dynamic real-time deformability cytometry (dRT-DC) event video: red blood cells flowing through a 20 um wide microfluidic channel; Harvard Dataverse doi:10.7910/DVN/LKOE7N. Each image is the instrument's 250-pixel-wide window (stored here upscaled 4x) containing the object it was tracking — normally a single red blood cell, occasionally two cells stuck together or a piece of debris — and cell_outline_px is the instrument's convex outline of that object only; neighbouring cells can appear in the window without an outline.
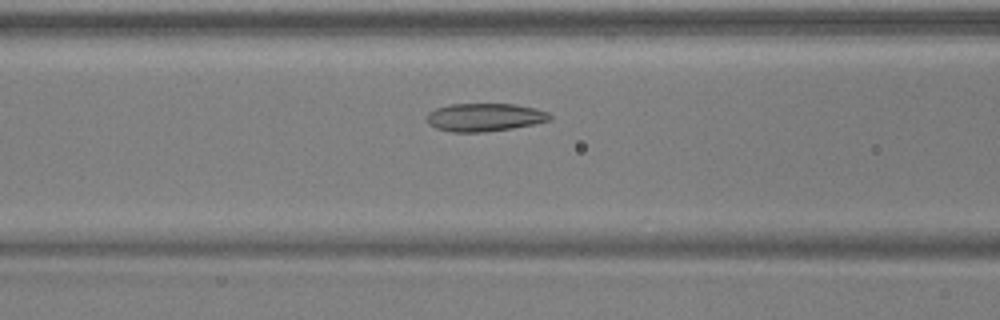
{"species": "common noctule bat (a hibernating species)", "species_latin": "Nyctalus noctula", "temperature_condition": "warm", "stored_images_in_passage": 36, "camera_frame_rate_fps": 3000, "um_per_image_px": 0.085, "animal": {"sex": "male", "body_mass_g": 17.9, "forearm_length_mm": 54.2}, "frame": {"image": 1, "passage_image": 6, "time_ms": 1.667, "image_size_px": [1000, 320], "cell_outline_px": [[552, 120], [512, 128], [484, 132], [452, 132], [436, 128], [428, 124], [428, 112], [436, 108], [452, 104], [516, 104], [536, 108], [548, 112], [552, 116]], "centroid_in_image_um": [41.21, 9.96], "position_along_channel_um": 125.4, "area_um2": 20.11}}
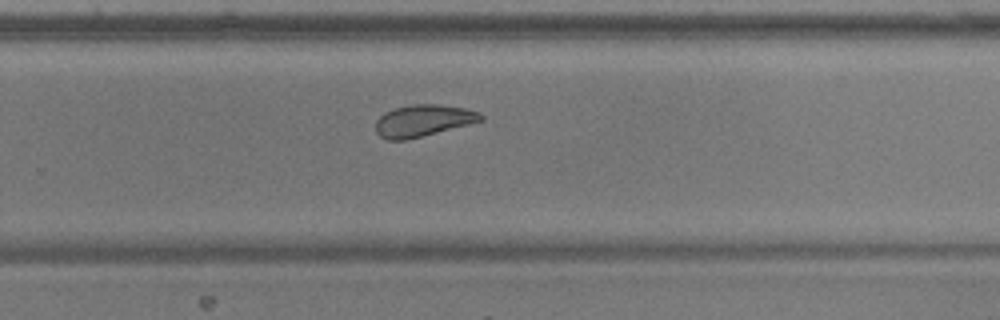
{"frame": {"image": 2, "passage_image": 19, "time_ms": 6.0, "image_size_px": [1000, 320], "cell_outline_px": [[484, 120], [404, 140], [388, 140], [380, 136], [376, 132], [376, 120], [384, 112], [392, 108], [412, 104], [440, 104], [464, 108], [476, 112], [484, 116]], "centroid_in_image_um": [35.91, 10.23], "position_along_channel_um": 293.9, "area_um2": 19.25}}
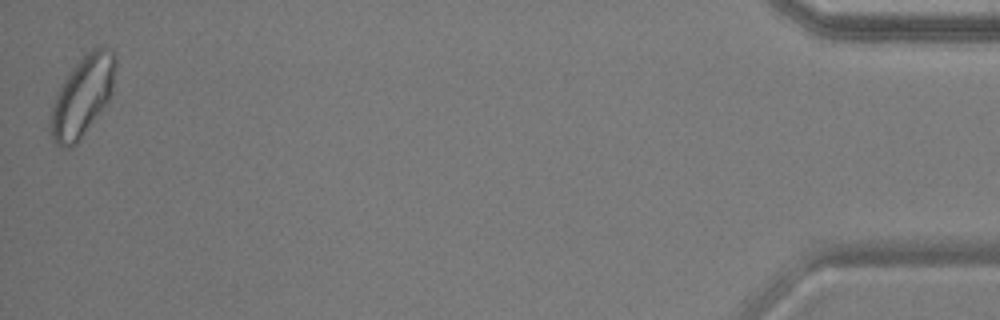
{"frame": {"image": 3, "passage_image": 36, "time_ms": 11.667, "image_size_px": [1000, 320], "cell_outline_px": [[116, 64], [112, 92], [108, 100], [76, 144], [68, 148], [60, 148], [52, 140], [48, 128], [48, 124], [52, 108], [56, 96], [64, 80], [72, 68], [92, 48], [100, 44], [104, 44], [116, 56]], "centroid_in_image_um": [6.99, 8.18], "position_along_channel_um": 428.2, "area_um2": 30.11}, "authors_computed_cell_mechanics": {"area_um2": 20.3456, "velocity_mm_per_s": 3.8924, "shape_relaxation_time_tau1_ms": 5.5395, "shape_relaxation_time_tau2_ms": 4.099, "deformation_change_tau1": 0.148, "deformation_change_tau2": 0.0971}}